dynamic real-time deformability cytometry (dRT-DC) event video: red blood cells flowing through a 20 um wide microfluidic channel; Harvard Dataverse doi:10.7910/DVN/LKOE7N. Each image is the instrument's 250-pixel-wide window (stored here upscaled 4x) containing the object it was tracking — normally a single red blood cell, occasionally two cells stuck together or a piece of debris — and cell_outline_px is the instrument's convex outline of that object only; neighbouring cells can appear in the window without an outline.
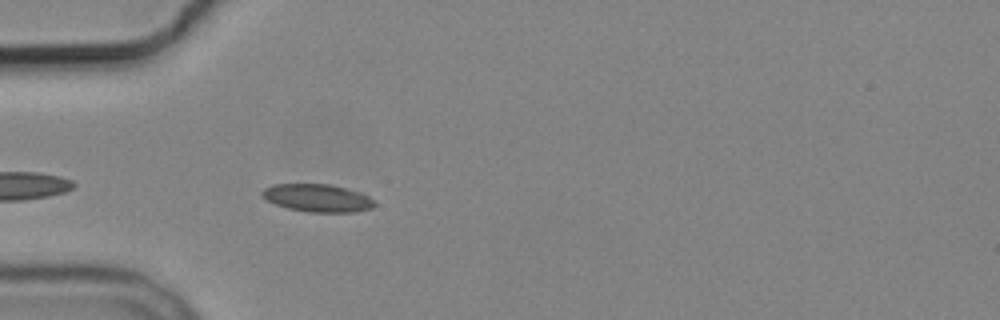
{"species": "common noctule bat (a hibernating species)", "species_latin": "Nyctalus noctula", "temperature_condition": "cold", "stored_images_in_passage": 5, "camera_frame_rate_fps": 3000, "um_per_image_px": 0.085, "animal": {"sex": "male", "body_mass_g": 19.2, "forearm_length_mm": 51.8}, "frame": {"image": 1, "passage_image": 5, "time_ms": 5.333, "image_size_px": [1000, 320], "cell_outline_px": [[376, 204], [372, 208], [356, 212], [308, 212], [288, 208], [276, 204], [268, 200], [260, 192], [264, 188], [272, 184], [328, 184], [360, 192], [376, 200]], "centroid_in_image_um": [27.02, 16.83], "position_along_channel_um": 58.0, "area_um2": 18.15}}